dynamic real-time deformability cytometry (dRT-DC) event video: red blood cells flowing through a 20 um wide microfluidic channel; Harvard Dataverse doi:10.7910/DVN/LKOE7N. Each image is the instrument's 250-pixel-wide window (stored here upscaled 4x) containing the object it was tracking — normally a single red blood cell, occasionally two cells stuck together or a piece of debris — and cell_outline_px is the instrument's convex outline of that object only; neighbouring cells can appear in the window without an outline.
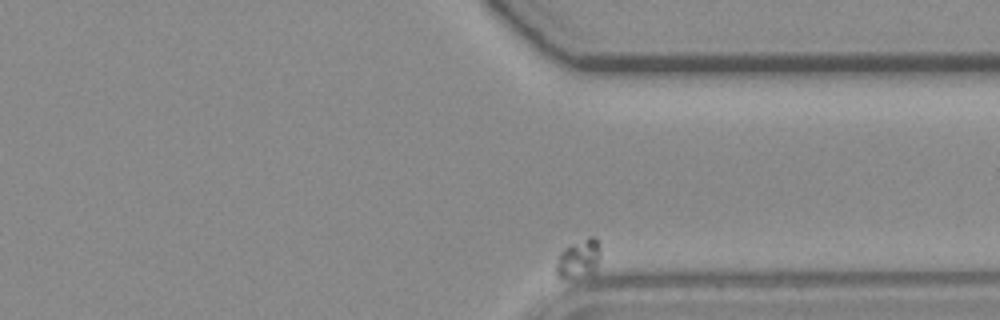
{"species": "common noctule bat (a hibernating species)", "species_latin": "Nyctalus noctula", "temperature_condition": "room temperature", "stored_images_in_passage": 48, "camera_frame_rate_fps": 3000, "um_per_image_px": 0.085, "animal": {"sex": "female", "body_mass_g": 19.3, "forearm_length_mm": 54.1}, "frame": {"image": 1, "passage_image": 48, "time_ms": 15.667, "image_size_px": [1000, 320], "cell_outline_px": [[600, 252], [596, 272], [588, 276], [572, 280], [568, 280], [556, 276], [556, 264], [560, 252], [564, 248], [588, 236], [592, 236], [600, 244]], "centroid_in_image_um": [49.19, 22.05], "position_along_channel_um": 362.2, "area_um2": 10.4}}